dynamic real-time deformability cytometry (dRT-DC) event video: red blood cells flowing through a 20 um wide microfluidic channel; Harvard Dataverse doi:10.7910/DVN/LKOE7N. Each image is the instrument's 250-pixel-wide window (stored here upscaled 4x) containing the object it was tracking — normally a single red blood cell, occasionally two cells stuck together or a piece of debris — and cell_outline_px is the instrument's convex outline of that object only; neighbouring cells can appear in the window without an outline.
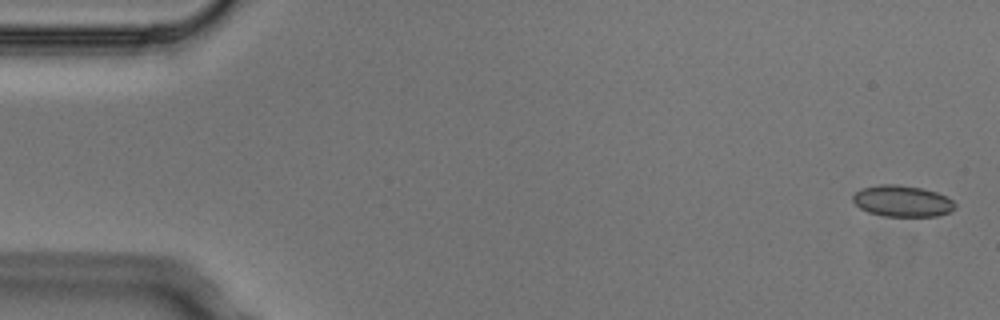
{"species": "Egyptian fruit bat (a non-hibernating species)", "species_latin": "Rousettus aegyptiacus", "temperature_condition": "cold", "stored_images_in_passage": 4, "camera_frame_rate_fps": 3000, "um_per_image_px": 0.085, "animal": {"sex": "male"}, "frame": {"image": 1, "passage_image": 1, "time_ms": 0.0, "image_size_px": [1000, 320], "cell_outline_px": [[956, 208], [948, 212], [936, 216], [884, 216], [868, 212], [860, 208], [852, 200], [852, 196], [860, 188], [880, 184], [896, 184], [920, 188], [936, 192], [952, 200], [956, 204]], "centroid_in_image_um": [76.66, 17.09], "position_along_channel_um": 8.3, "area_um2": 18.55}}